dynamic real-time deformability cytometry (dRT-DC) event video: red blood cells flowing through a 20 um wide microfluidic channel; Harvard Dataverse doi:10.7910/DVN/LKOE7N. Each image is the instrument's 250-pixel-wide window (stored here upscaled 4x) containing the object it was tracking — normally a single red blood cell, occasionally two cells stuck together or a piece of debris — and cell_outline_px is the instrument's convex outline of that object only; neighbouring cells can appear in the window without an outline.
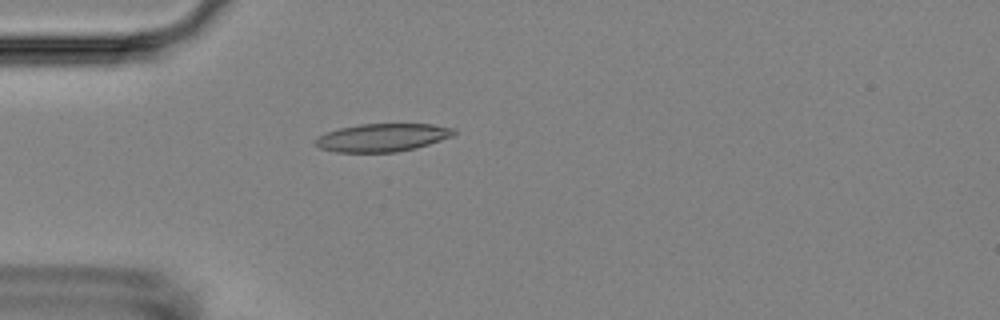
{"species": "Egyptian fruit bat (a non-hibernating species)", "species_latin": "Rousettus aegyptiacus", "temperature_condition": "room temperature", "stored_images_in_passage": 5, "camera_frame_rate_fps": 3000, "um_per_image_px": 0.085, "animal": {"sex": "female"}, "frame": {"image": 1, "passage_image": 5, "time_ms": 4.667, "image_size_px": [1000, 320], "cell_outline_px": [[456, 132], [452, 136], [416, 148], [396, 152], [336, 152], [320, 148], [312, 140], [328, 132], [340, 128], [360, 124], [432, 124], [456, 128]], "centroid_in_image_um": [32.52, 11.69], "position_along_channel_um": 52.5, "area_um2": 22.48}}